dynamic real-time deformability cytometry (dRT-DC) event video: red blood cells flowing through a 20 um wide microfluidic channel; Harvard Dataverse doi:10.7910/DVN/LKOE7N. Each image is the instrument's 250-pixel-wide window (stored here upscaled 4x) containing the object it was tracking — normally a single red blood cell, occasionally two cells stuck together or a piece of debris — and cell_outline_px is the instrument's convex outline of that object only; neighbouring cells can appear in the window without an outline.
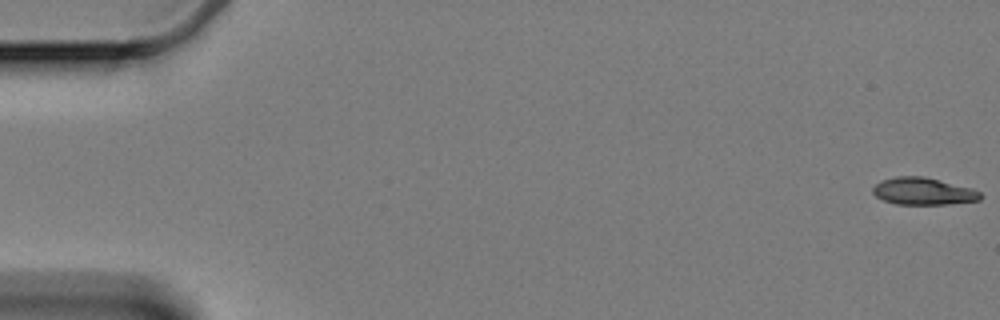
{"species": "Egyptian fruit bat (a non-hibernating species)", "species_latin": "Rousettus aegyptiacus", "temperature_condition": "cold", "stored_images_in_passage": 58, "camera_frame_rate_fps": 3000, "um_per_image_px": 0.085, "animal": {"sex": "female"}, "frame": {"image": 1, "passage_image": 1, "time_ms": 0.0, "image_size_px": [1000, 320], "cell_outline_px": [[980, 200], [948, 204], [896, 204], [884, 200], [876, 196], [872, 192], [872, 188], [880, 180], [896, 176], [924, 176], [972, 188], [980, 192]], "centroid_in_image_um": [78.45, 16.25], "position_along_channel_um": 6.6, "area_um2": 16.99}}
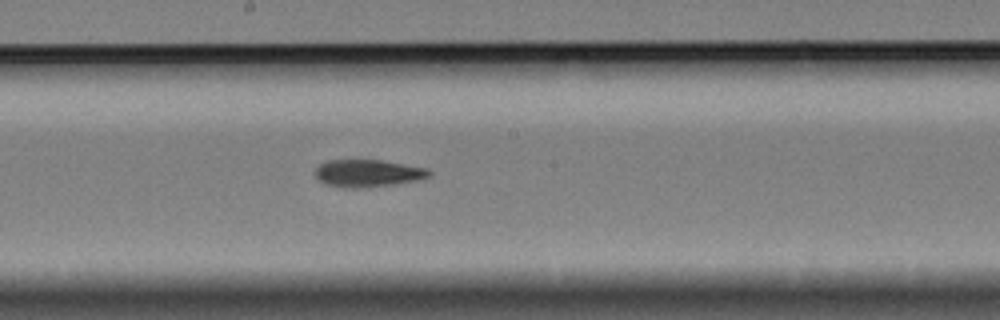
{"frame": {"image": 2, "passage_image": 33, "time_ms": 10.667, "image_size_px": [1000, 320], "cell_outline_px": [[432, 176], [424, 180], [396, 184], [356, 188], [340, 188], [324, 184], [312, 172], [320, 164], [328, 160], [380, 160], [428, 168], [432, 172]], "centroid_in_image_um": [31.3, 14.74], "position_along_channel_um": 216.9, "area_um2": 18.55}}
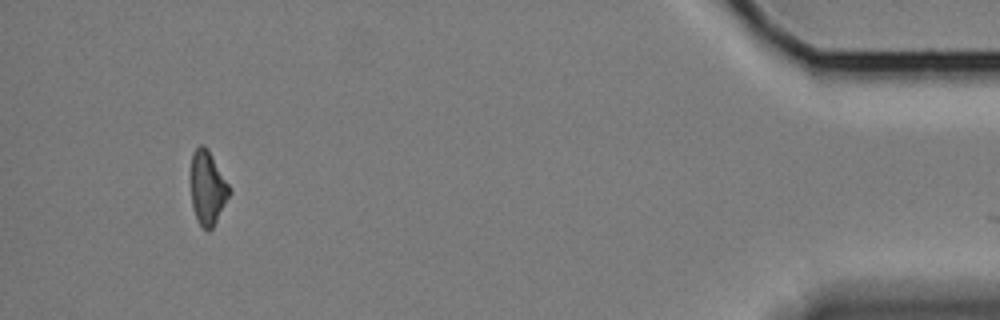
{"frame": {"image": 3, "passage_image": 57, "time_ms": 18.667, "image_size_px": [1000, 320], "cell_outline_px": [[232, 192], [212, 228], [208, 232], [196, 220], [192, 204], [192, 152], [200, 144], [208, 148], [228, 184]], "centroid_in_image_um": [17.66, 15.98], "position_along_channel_um": 417.5, "area_um2": 16.3}}